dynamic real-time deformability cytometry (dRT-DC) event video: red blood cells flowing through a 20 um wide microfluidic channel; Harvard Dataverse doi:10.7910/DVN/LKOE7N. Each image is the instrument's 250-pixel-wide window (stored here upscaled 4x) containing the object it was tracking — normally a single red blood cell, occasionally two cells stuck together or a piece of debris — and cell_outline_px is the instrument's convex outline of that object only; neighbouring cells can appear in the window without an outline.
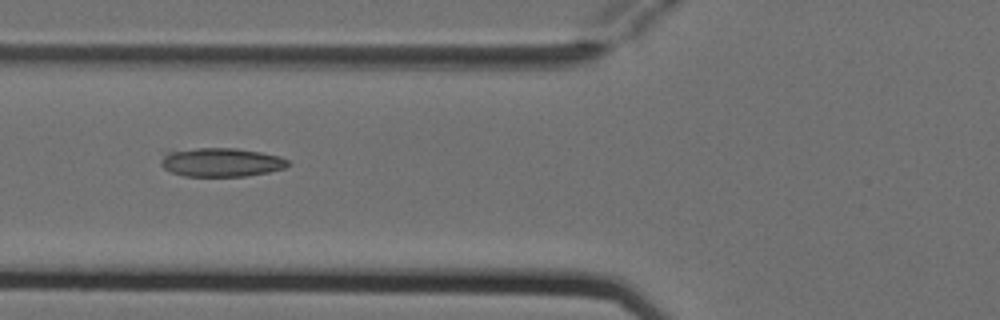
{"species": "Egyptian fruit bat (a non-hibernating species)", "species_latin": "Rousettus aegyptiacus", "temperature_condition": "cold", "stored_images_in_passage": 8, "camera_frame_rate_fps": 3000, "um_per_image_px": 0.085, "animal": {"sex": "female"}, "frame": {"image": 1, "passage_image": 7, "time_ms": 2.0, "image_size_px": [1000, 320], "cell_outline_px": [[292, 164], [284, 168], [268, 172], [248, 176], [184, 176], [172, 172], [164, 168], [160, 164], [160, 160], [168, 152], [196, 148], [236, 148], [260, 152], [280, 156], [288, 160]], "centroid_in_image_um": [18.84, 13.8], "position_along_channel_um": 107.0, "area_um2": 21.27}}
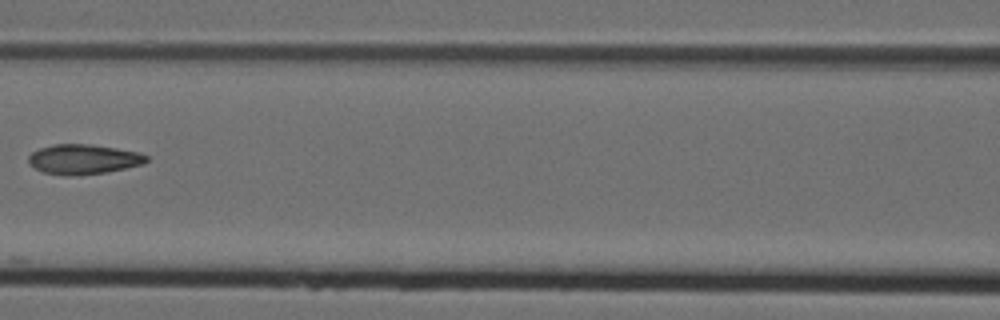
{"frame": {"image": 2, "passage_image": 8, "time_ms": 2.333, "image_size_px": [1000, 320], "cell_outline_px": [[148, 160], [144, 164], [104, 172], [64, 176], [44, 172], [28, 164], [28, 156], [32, 152], [40, 148], [56, 144], [92, 144], [140, 152], [148, 156]], "centroid_in_image_um": [7.09, 13.52], "position_along_channel_um": 159.5, "area_um2": 20.4}}